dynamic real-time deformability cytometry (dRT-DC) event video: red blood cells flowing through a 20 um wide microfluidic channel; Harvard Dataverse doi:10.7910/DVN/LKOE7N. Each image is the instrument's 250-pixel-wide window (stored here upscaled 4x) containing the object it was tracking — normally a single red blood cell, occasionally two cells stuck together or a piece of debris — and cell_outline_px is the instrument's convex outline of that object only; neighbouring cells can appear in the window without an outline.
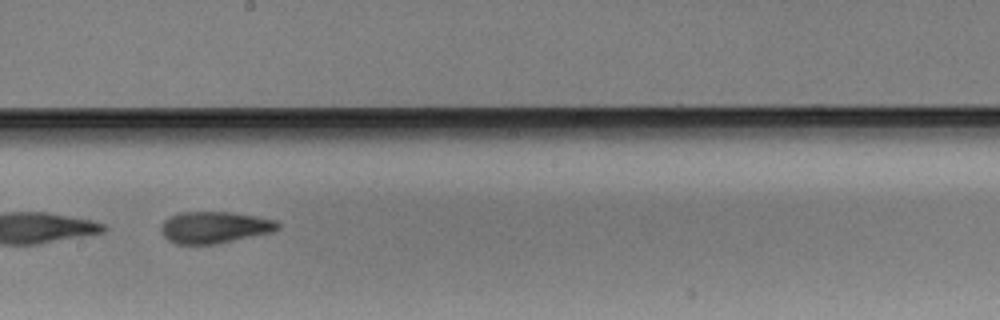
{"species": "Egyptian fruit bat (a non-hibernating species)", "species_latin": "Rousettus aegyptiacus", "temperature_condition": "warm", "stored_images_in_passage": 37, "camera_frame_rate_fps": 3000, "um_per_image_px": 0.085, "animal": {"sex": "male"}, "frame": {"image": 1, "passage_image": 16, "time_ms": 5.0, "image_size_px": [1000, 320], "cell_outline_px": [[280, 228], [272, 232], [216, 244], [176, 244], [168, 240], [164, 236], [160, 228], [164, 220], [180, 212], [228, 212], [256, 216], [276, 220], [280, 224]], "centroid_in_image_um": [18.24, 19.33], "position_along_channel_um": 230.0, "area_um2": 21.5}}